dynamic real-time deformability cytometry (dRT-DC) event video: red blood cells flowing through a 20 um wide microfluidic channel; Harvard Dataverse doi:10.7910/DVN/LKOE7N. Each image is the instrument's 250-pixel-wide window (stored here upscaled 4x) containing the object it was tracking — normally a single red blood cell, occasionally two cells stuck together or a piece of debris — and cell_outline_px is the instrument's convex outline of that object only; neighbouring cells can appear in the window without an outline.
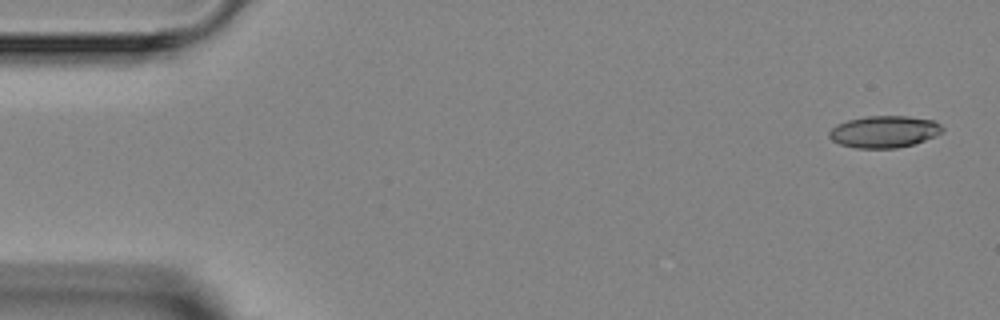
{"species": "Egyptian fruit bat (a non-hibernating species)", "species_latin": "Rousettus aegyptiacus", "temperature_condition": "room temperature", "stored_images_in_passage": 4, "camera_frame_rate_fps": 3000, "um_per_image_px": 0.085, "animal": {"sex": "female"}, "frame": {"image": 1, "passage_image": 1, "time_ms": 0.0, "image_size_px": [1000, 320], "cell_outline_px": [[944, 132], [936, 136], [912, 144], [896, 148], [856, 148], [840, 144], [832, 140], [828, 136], [828, 132], [836, 124], [848, 120], [864, 116], [908, 116], [932, 120], [940, 124], [944, 128]], "centroid_in_image_um": [75.15, 11.19], "position_along_channel_um": 9.8, "area_um2": 21.1}}
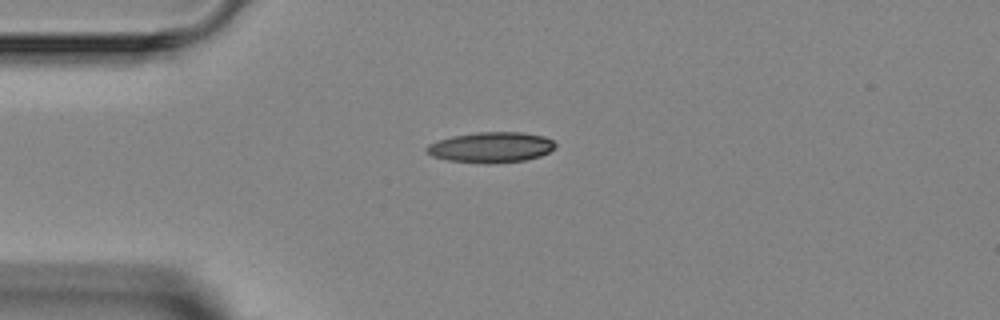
{"frame": {"image": 2, "passage_image": 4, "time_ms": 3.333, "image_size_px": [1000, 320], "cell_outline_px": [[556, 148], [540, 156], [524, 160], [484, 164], [448, 160], [432, 156], [424, 148], [428, 144], [452, 136], [476, 132], [524, 132], [544, 136], [552, 140], [556, 144]], "centroid_in_image_um": [41.75, 12.51], "position_along_channel_um": 43.3, "area_um2": 22.89}}